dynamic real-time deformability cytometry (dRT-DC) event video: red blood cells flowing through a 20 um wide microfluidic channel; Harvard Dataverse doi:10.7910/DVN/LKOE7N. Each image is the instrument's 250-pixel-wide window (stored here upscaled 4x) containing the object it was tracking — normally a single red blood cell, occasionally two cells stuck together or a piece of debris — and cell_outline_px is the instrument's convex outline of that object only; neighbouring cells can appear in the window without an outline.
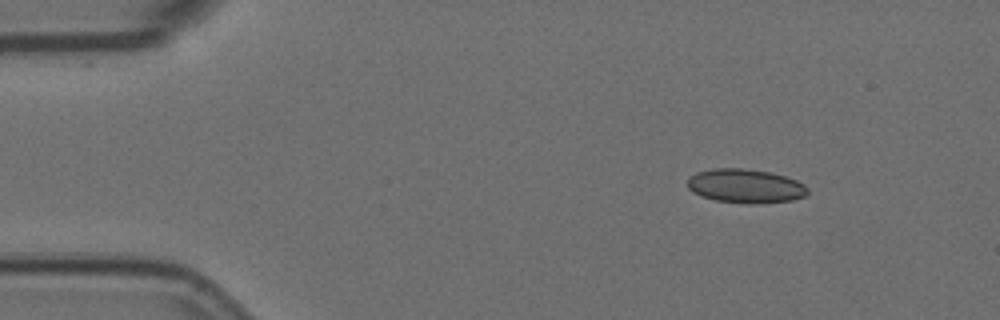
{"species": "Egyptian fruit bat (a non-hibernating species)", "species_latin": "Rousettus aegyptiacus", "temperature_condition": "room temperature", "stored_images_in_passage": 9, "camera_frame_rate_fps": 3000, "um_per_image_px": 0.085, "animal": {"sex": "female"}, "frame": {"image": 1, "passage_image": 1, "time_ms": 0.0, "image_size_px": [1000, 320], "cell_outline_px": [[808, 192], [804, 196], [792, 200], [752, 204], [748, 204], [716, 200], [700, 196], [692, 192], [688, 188], [688, 176], [696, 172], [712, 168], [740, 168], [768, 172], [784, 176], [796, 180], [804, 184], [808, 188]], "centroid_in_image_um": [63.32, 15.81], "position_along_channel_um": 21.7, "area_um2": 23.81}}
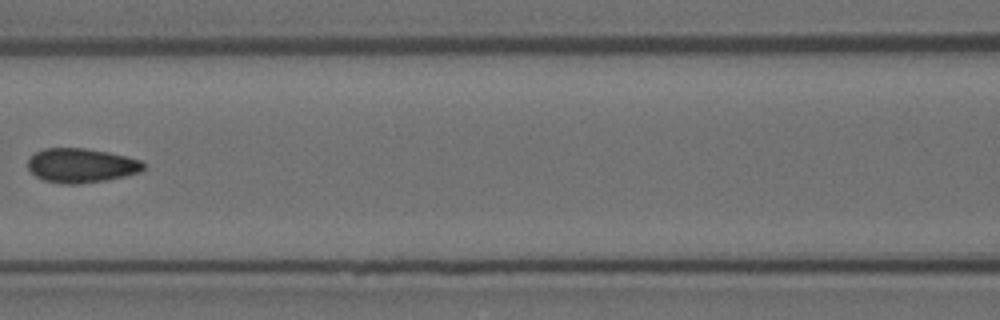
{"frame": {"image": 2, "passage_image": 6, "time_ms": 1.667, "image_size_px": [1000, 320], "cell_outline_px": [[144, 168], [140, 172], [124, 176], [104, 180], [80, 184], [64, 184], [44, 180], [36, 176], [28, 168], [28, 160], [36, 152], [44, 148], [84, 148], [108, 152], [140, 160], [144, 164]], "centroid_in_image_um": [6.89, 14.06], "position_along_channel_um": 159.7, "area_um2": 22.89}}
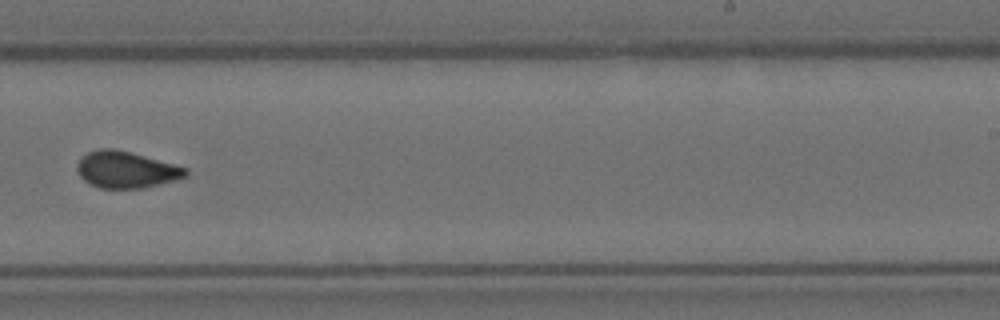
{"frame": {"image": 3, "passage_image": 9, "time_ms": 2.667, "image_size_px": [1000, 320], "cell_outline_px": [[188, 176], [176, 180], [144, 188], [100, 188], [88, 184], [80, 176], [76, 168], [76, 164], [88, 152], [100, 148], [112, 148], [128, 152], [188, 168]], "centroid_in_image_um": [10.72, 14.44], "position_along_channel_um": 278.3, "area_um2": 23.0}}